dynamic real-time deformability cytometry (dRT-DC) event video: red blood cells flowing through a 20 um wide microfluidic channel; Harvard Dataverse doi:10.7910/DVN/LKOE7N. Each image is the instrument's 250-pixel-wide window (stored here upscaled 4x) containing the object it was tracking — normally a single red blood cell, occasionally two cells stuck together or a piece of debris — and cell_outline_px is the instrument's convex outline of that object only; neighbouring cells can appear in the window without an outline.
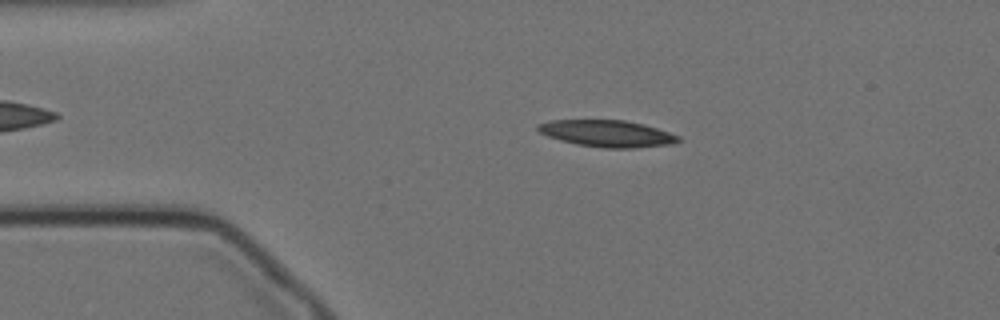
{"species": "Egyptian fruit bat (a non-hibernating species)", "species_latin": "Rousettus aegyptiacus", "temperature_condition": "cold", "stored_images_in_passage": 57, "camera_frame_rate_fps": 3000, "um_per_image_px": 0.085, "animal": {"sex": "female"}, "frame": {"image": 1, "passage_image": 10, "time_ms": 3.0, "image_size_px": [1000, 320], "cell_outline_px": [[680, 140], [672, 144], [636, 148], [604, 148], [576, 144], [560, 140], [548, 136], [540, 132], [536, 128], [536, 124], [552, 120], [624, 120], [644, 124], [680, 136]], "centroid_in_image_um": [51.6, 11.35], "position_along_channel_um": 33.4, "area_um2": 21.85}}
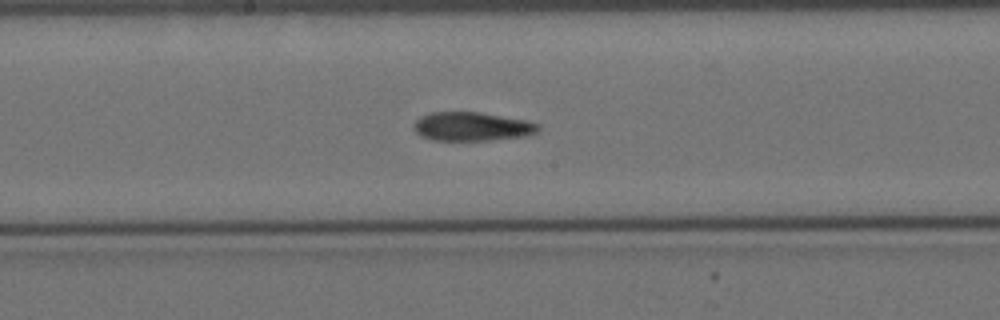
{"frame": {"image": 2, "passage_image": 28, "time_ms": 9.0, "image_size_px": [1000, 320], "cell_outline_px": [[540, 132], [528, 136], [488, 140], [432, 140], [420, 136], [416, 132], [412, 124], [420, 116], [432, 112], [480, 112], [528, 120], [540, 124]], "centroid_in_image_um": [40.16, 10.75], "position_along_channel_um": 208.0, "area_um2": 21.21}}
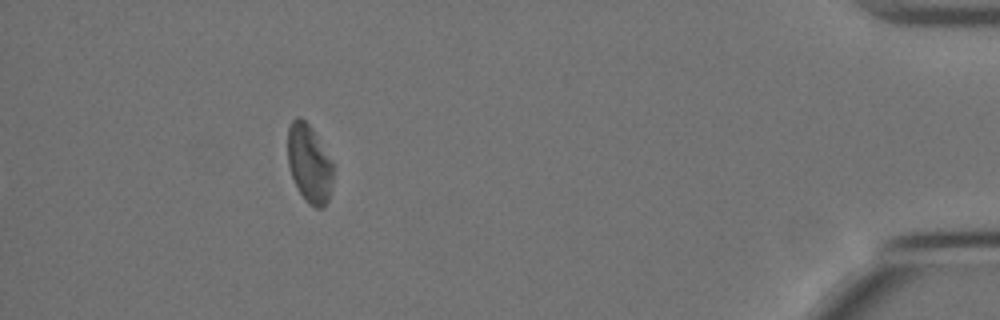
{"frame": {"image": 3, "passage_image": 51, "time_ms": 16.667, "image_size_px": [1000, 320], "cell_outline_px": [[332, 180], [328, 200], [320, 208], [316, 208], [308, 204], [304, 200], [292, 176], [288, 164], [288, 128], [292, 120], [296, 116], [300, 116], [312, 128], [332, 164]], "centroid_in_image_um": [26.26, 13.89], "position_along_channel_um": 408.9, "area_um2": 20.23}, "authors_computed_cell_mechanics": {"area_um2": 21.7328, "velocity_mm_per_s": 3.4499, "shape_relaxation_time_tau1_ms": 8.261, "shape_relaxation_time_tau2_ms": 5.1216, "deformation_change_tau1": 0.1852, "deformation_change_tau2": 0.1371}}